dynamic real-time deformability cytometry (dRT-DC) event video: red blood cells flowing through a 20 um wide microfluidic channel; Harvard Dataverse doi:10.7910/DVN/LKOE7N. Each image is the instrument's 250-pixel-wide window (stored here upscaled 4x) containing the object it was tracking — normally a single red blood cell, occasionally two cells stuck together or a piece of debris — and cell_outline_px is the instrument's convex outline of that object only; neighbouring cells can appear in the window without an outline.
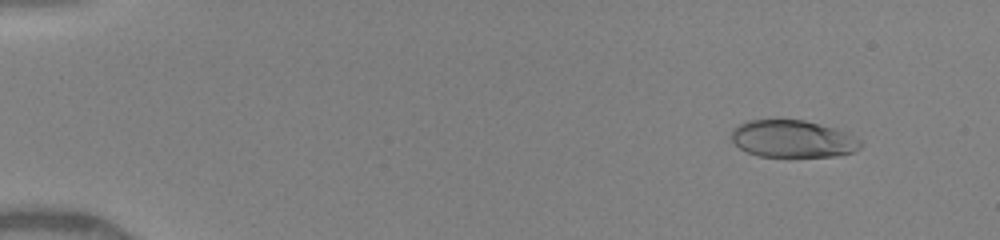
{"species": "human", "species_latin": "Homo sapiens", "temperature_condition": "warm", "stored_images_in_passage": 20, "camera_frame_rate_fps": 3000, "um_per_image_px": 0.085, "donor": {"sex": "female"}, "frame": {"image": 1, "passage_image": 5, "time_ms": 1.333, "image_size_px": [1000, 240], "cell_outline_px": [[860, 148], [852, 152], [836, 156], [760, 156], [748, 152], [740, 148], [732, 140], [732, 128], [748, 120], [804, 120], [832, 128], [844, 132], [860, 140]], "centroid_in_image_um": [67.35, 11.8], "position_along_channel_um": 17.7, "area_um2": 27.51}}
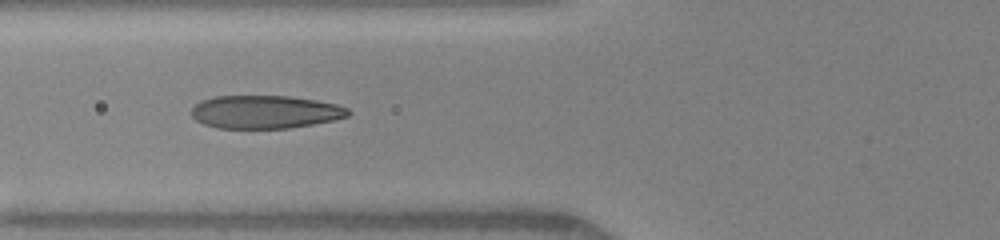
{"frame": {"image": 2, "passage_image": 17, "time_ms": 6.333, "image_size_px": [1000, 240], "cell_outline_px": [[352, 112], [348, 116], [336, 120], [288, 128], [216, 128], [204, 124], [196, 120], [192, 116], [192, 108], [196, 104], [204, 100], [216, 96], [288, 96], [316, 100], [336, 104], [348, 108]], "centroid_in_image_um": [22.57, 9.52], "position_along_channel_um": 103.2, "area_um2": 30.17}}
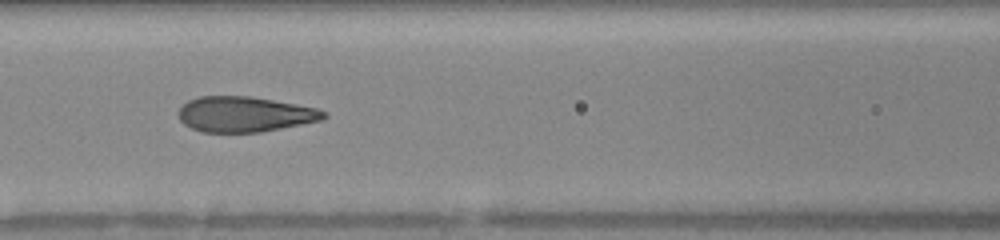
{"frame": {"image": 3, "passage_image": 20, "time_ms": 7.333, "image_size_px": [1000, 240], "cell_outline_px": [[328, 116], [320, 120], [260, 132], [200, 132], [184, 124], [180, 120], [180, 108], [188, 100], [200, 96], [252, 96], [296, 104], [316, 108], [324, 112]], "centroid_in_image_um": [20.78, 9.7], "position_along_channel_um": 145.8, "area_um2": 29.65}}